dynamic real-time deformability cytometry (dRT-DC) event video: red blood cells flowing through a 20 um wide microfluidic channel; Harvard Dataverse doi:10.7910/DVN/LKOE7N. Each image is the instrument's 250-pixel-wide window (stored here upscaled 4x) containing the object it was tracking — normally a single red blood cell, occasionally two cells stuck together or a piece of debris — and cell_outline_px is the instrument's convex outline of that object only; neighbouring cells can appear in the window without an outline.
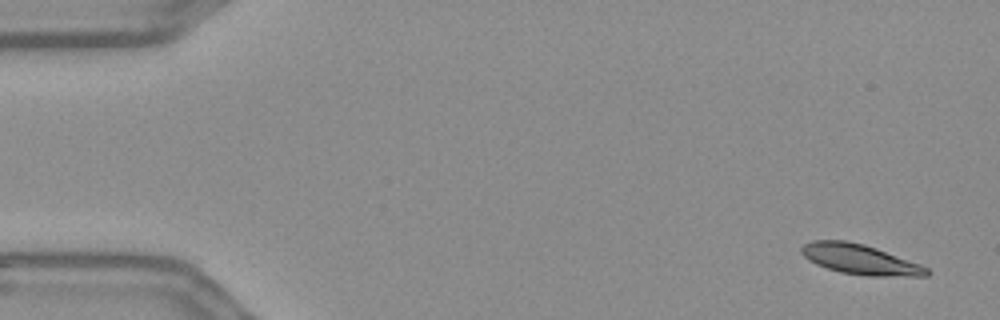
{"species": "Egyptian fruit bat (a non-hibernating species)", "species_latin": "Rousettus aegyptiacus", "temperature_condition": "warm", "stored_images_in_passage": 54, "camera_frame_rate_fps": 3000, "um_per_image_px": 0.085, "frame": {"image": 1, "passage_image": 1, "time_ms": 0.0, "image_size_px": [1000, 320], "cell_outline_px": [[932, 272], [928, 276], [864, 276], [840, 272], [816, 264], [808, 260], [800, 252], [800, 248], [804, 244], [812, 240], [844, 240], [864, 244], [876, 248], [920, 264], [928, 268]], "centroid_in_image_um": [73.1, 22.05], "position_along_channel_um": 11.9, "area_um2": 22.02}}
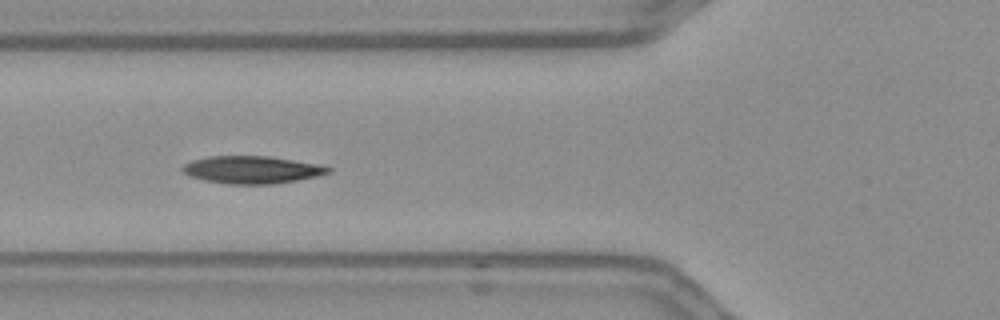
{"frame": {"image": 2, "passage_image": 19, "time_ms": 6.0, "image_size_px": [1000, 320], "cell_outline_px": [[332, 172], [316, 176], [296, 180], [272, 184], [228, 184], [204, 180], [188, 176], [180, 168], [184, 164], [192, 160], [208, 156], [268, 156], [324, 164], [332, 168]], "centroid_in_image_um": [21.44, 14.42], "position_along_channel_um": 104.4, "area_um2": 23.58}}
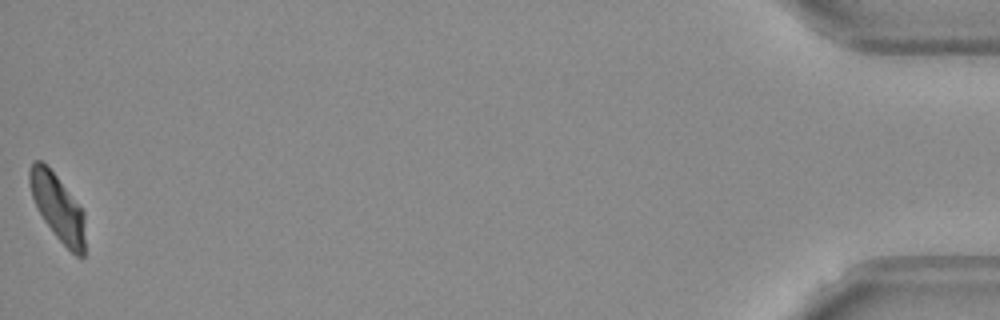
{"frame": {"image": 3, "passage_image": 54, "time_ms": 17.667, "image_size_px": [1000, 320], "cell_outline_px": [[84, 256], [76, 256], [56, 236], [44, 220], [32, 196], [28, 184], [28, 172], [32, 160], [40, 160], [56, 176], [84, 212]], "centroid_in_image_um": [4.88, 17.61], "position_along_channel_um": 430.3, "area_um2": 20.92}, "authors_computed_cell_mechanics": {"area_um2": 22.7154, "velocity_mm_per_s": 3.6382, "shape_relaxation_time_tau1_ms": 4.2248, "shape_relaxation_time_tau2_ms": null, "deformation_change_tau1": 0.1363, "deformation_change_tau2": null}}